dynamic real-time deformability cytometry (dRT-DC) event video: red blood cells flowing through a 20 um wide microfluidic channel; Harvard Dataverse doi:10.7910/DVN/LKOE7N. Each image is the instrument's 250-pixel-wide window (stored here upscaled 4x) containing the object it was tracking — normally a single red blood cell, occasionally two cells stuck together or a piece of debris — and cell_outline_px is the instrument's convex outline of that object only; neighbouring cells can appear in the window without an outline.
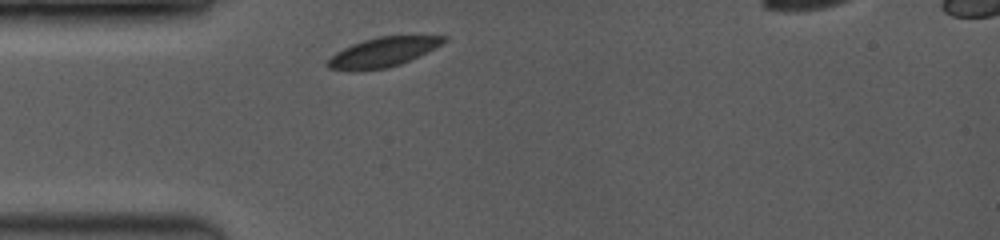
{"species": "common noctule bat (a hibernating species)", "species_latin": "Nyctalus noctula", "temperature_condition": "room temperature", "stored_images_in_passage": 37, "camera_frame_rate_fps": 3500, "um_per_image_px": 0.085, "animal": {"sex": "female", "body_mass_g": 19.0, "forearm_length_mm": 53.3}, "frame": {"image": 1, "passage_image": 1, "time_ms": 0.0, "image_size_px": [1000, 240], "cell_outline_px": [[448, 40], [436, 48], [400, 64], [384, 68], [328, 68], [324, 64], [336, 52], [352, 44], [376, 36], [448, 36]], "centroid_in_image_um": [32.62, 4.38], "position_along_channel_um": 52.4, "area_um2": 19.19}}
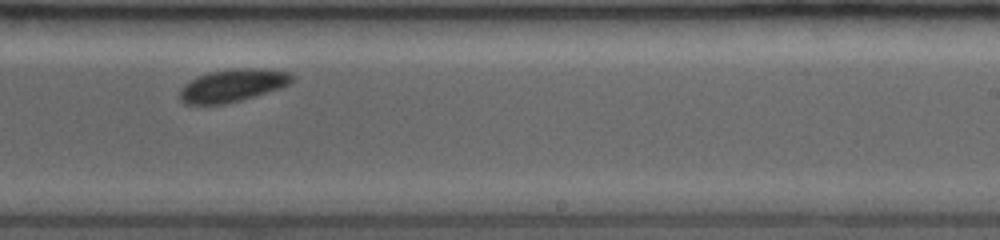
{"frame": {"image": 2, "passage_image": 20, "time_ms": 5.714, "image_size_px": [1000, 240], "cell_outline_px": [[296, 76], [288, 84], [280, 88], [256, 96], [224, 104], [184, 104], [180, 100], [180, 88], [184, 84], [208, 72], [232, 68], [264, 68], [292, 72]], "centroid_in_image_um": [19.81, 7.25], "position_along_channel_um": 269.2, "area_um2": 21.5}}
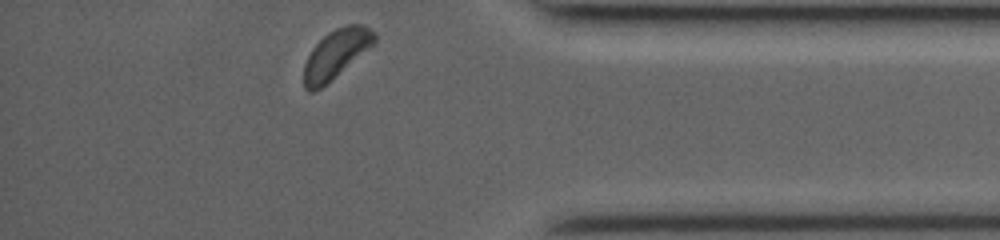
{"frame": {"image": 3, "passage_image": 37, "time_ms": 9.429, "image_size_px": [1000, 240], "cell_outline_px": [[376, 44], [320, 88], [312, 92], [308, 92], [304, 88], [304, 64], [312, 48], [328, 32], [336, 28], [348, 24], [360, 24], [376, 32]], "centroid_in_image_um": [28.58, 4.57], "position_along_channel_um": 406.6, "area_um2": 20.0}}